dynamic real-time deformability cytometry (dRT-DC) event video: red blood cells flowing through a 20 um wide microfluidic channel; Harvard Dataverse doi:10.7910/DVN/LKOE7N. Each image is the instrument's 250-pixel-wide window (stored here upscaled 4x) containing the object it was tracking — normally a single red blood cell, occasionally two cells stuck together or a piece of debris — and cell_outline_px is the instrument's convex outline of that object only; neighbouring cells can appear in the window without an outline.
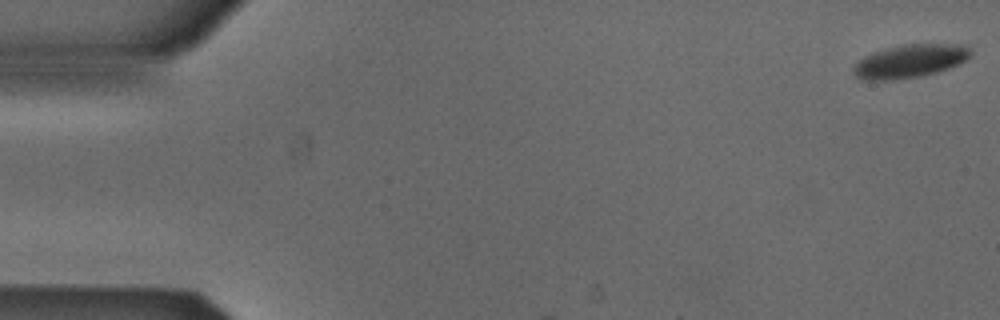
{"species": "Egyptian fruit bat (a non-hibernating species)", "species_latin": "Rousettus aegyptiacus", "temperature_condition": "cold", "stored_images_in_passage": 15, "camera_frame_rate_fps": 3000, "um_per_image_px": 0.085, "animal": {"sex": "male"}, "frame": {"image": 1, "passage_image": 1, "time_ms": 0.0, "image_size_px": [1000, 320], "cell_outline_px": [[972, 52], [964, 60], [948, 68], [936, 72], [920, 76], [892, 80], [864, 80], [856, 76], [852, 68], [864, 56], [872, 52], [904, 44], [964, 44]], "centroid_in_image_um": [77.32, 5.19], "position_along_channel_um": 7.7, "area_um2": 22.37}}
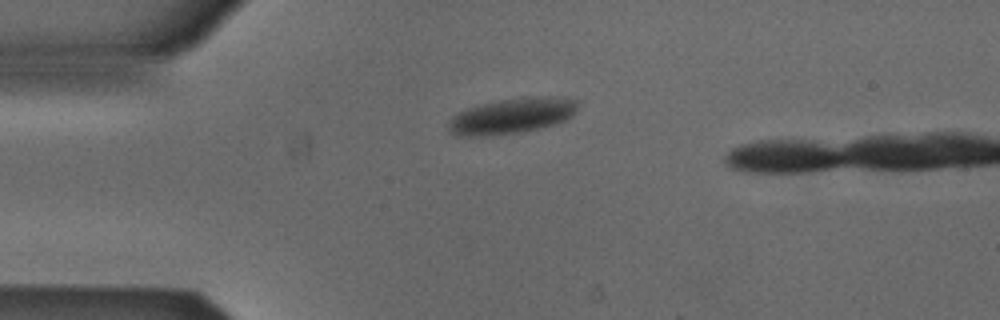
{"frame": {"image": 2, "passage_image": 13, "time_ms": 4.0, "image_size_px": [1000, 320], "cell_outline_px": [[580, 104], [576, 112], [572, 116], [556, 124], [520, 132], [484, 136], [460, 136], [448, 132], [448, 124], [452, 116], [468, 108], [500, 100], [536, 96], [560, 96], [580, 100]], "centroid_in_image_um": [43.58, 9.84], "position_along_channel_um": 41.4, "area_um2": 26.88}}